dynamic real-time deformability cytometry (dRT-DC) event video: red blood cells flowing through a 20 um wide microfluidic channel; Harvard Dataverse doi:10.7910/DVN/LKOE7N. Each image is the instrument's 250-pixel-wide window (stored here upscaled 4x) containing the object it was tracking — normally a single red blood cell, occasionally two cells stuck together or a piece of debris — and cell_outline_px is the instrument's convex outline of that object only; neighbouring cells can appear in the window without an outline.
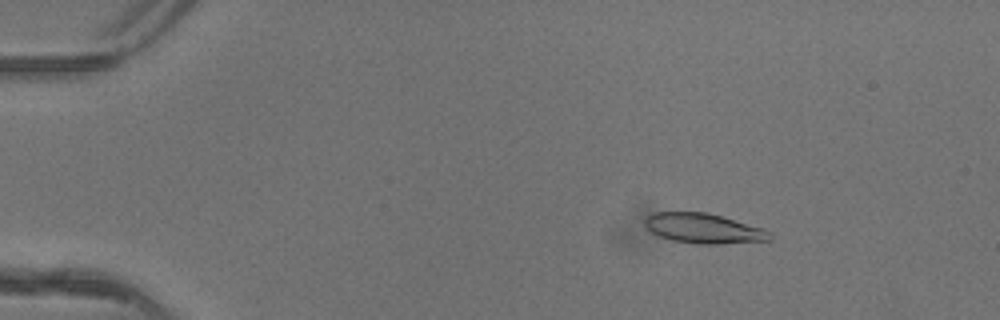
{"species": "common noctule bat (a hibernating species)", "species_latin": "Nyctalus noctula", "temperature_condition": "warm", "stored_images_in_passage": 51, "camera_frame_rate_fps": 3000, "um_per_image_px": 0.085, "animal": {"sex": "female"}, "frame": {"image": 1, "passage_image": 9, "time_ms": 2.667, "image_size_px": [1000, 320], "cell_outline_px": [[772, 240], [720, 244], [696, 244], [672, 240], [660, 236], [652, 232], [644, 224], [644, 220], [648, 216], [656, 212], [708, 212], [764, 228], [772, 232]], "centroid_in_image_um": [59.86, 19.42], "position_along_channel_um": 25.1, "area_um2": 21.91}}
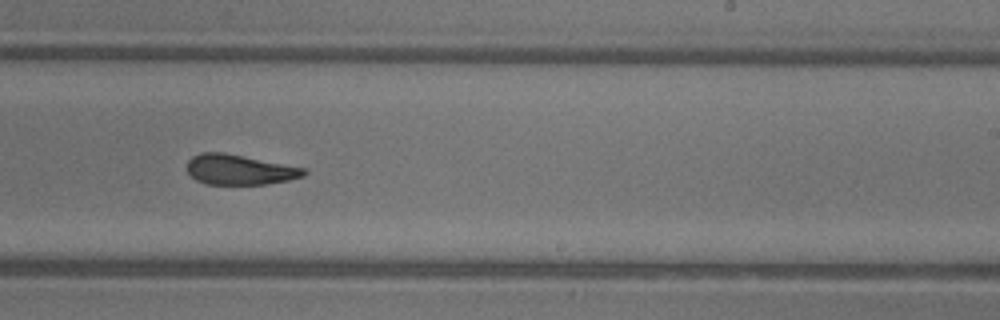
{"frame": {"image": 2, "passage_image": 33, "time_ms": 10.667, "image_size_px": [1000, 320], "cell_outline_px": [[308, 172], [304, 176], [288, 180], [268, 184], [208, 184], [196, 180], [188, 172], [188, 160], [192, 156], [200, 152], [224, 152], [304, 168]], "centroid_in_image_um": [20.35, 14.42], "position_along_channel_um": 268.7, "area_um2": 20.4}}
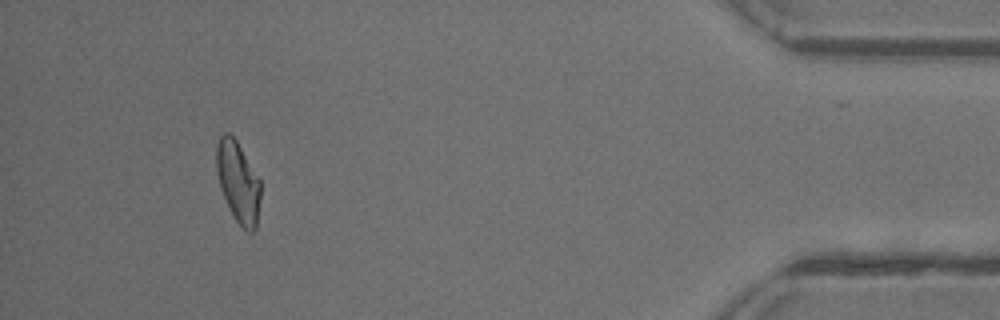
{"frame": {"image": 3, "passage_image": 48, "time_ms": 15.667, "image_size_px": [1000, 320], "cell_outline_px": [[260, 200], [256, 228], [252, 232], [248, 232], [236, 220], [228, 208], [220, 188], [216, 172], [216, 144], [220, 136], [224, 132], [228, 132], [236, 140], [260, 180]], "centroid_in_image_um": [20.22, 15.46], "position_along_channel_um": 415.0, "area_um2": 20.81}, "authors_computed_cell_mechanics": {"area_um2": 21.675, "velocity_mm_per_s": 4.1578, "shape_relaxation_time_tau1_ms": null, "shape_relaxation_time_tau2_ms": 2.4945, "deformation_change_tau1": null, "deformation_change_tau2": 0.1033}}